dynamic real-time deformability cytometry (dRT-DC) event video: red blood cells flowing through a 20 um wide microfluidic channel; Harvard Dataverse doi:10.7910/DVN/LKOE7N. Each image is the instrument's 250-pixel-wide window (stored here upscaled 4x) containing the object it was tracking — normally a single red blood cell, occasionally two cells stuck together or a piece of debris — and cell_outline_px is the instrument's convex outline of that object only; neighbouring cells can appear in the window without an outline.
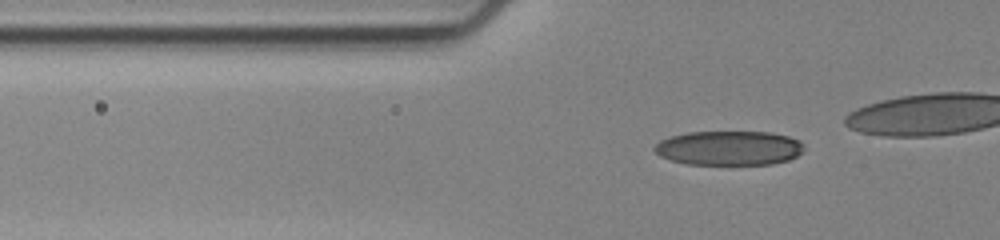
{"species": "human", "species_latin": "Homo sapiens", "temperature_condition": "cold", "stored_images_in_passage": 54, "camera_frame_rate_fps": 3000, "um_per_image_px": 0.085, "donor": {"sex": "female"}, "frame": {"image": 1, "passage_image": 24, "time_ms": 7.667, "image_size_px": [1000, 240], "cell_outline_px": [[804, 148], [796, 156], [788, 160], [772, 164], [684, 164], [660, 156], [652, 148], [660, 140], [672, 136], [688, 132], [772, 132], [788, 136], [800, 140]], "centroid_in_image_um": [61.96, 12.58], "position_along_channel_um": 63.8, "area_um2": 29.94}}
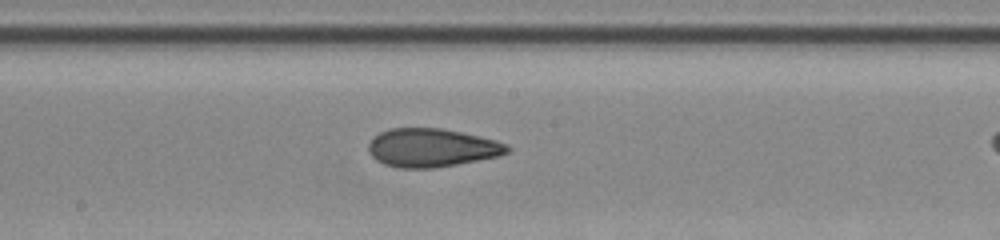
{"frame": {"image": 2, "passage_image": 38, "time_ms": 12.333, "image_size_px": [1000, 240], "cell_outline_px": [[512, 148], [508, 152], [500, 156], [436, 168], [396, 168], [384, 164], [376, 160], [368, 152], [368, 144], [380, 132], [388, 128], [440, 128], [460, 132], [496, 140]], "centroid_in_image_um": [36.68, 12.57], "position_along_channel_um": 211.5, "area_um2": 31.1}}
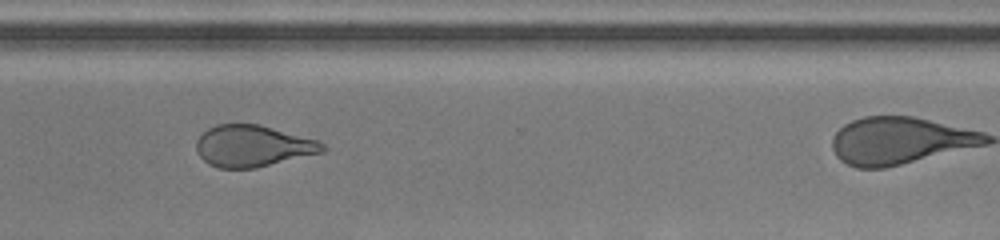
{"frame": {"image": 3, "passage_image": 50, "time_ms": 16.333, "image_size_px": [1000, 240], "cell_outline_px": [[328, 148], [324, 152], [256, 168], [220, 168], [208, 164], [196, 152], [196, 140], [208, 128], [216, 124], [260, 124], [316, 140], [324, 144]], "centroid_in_image_um": [21.48, 12.41], "position_along_channel_um": 349.1, "area_um2": 30.58}}